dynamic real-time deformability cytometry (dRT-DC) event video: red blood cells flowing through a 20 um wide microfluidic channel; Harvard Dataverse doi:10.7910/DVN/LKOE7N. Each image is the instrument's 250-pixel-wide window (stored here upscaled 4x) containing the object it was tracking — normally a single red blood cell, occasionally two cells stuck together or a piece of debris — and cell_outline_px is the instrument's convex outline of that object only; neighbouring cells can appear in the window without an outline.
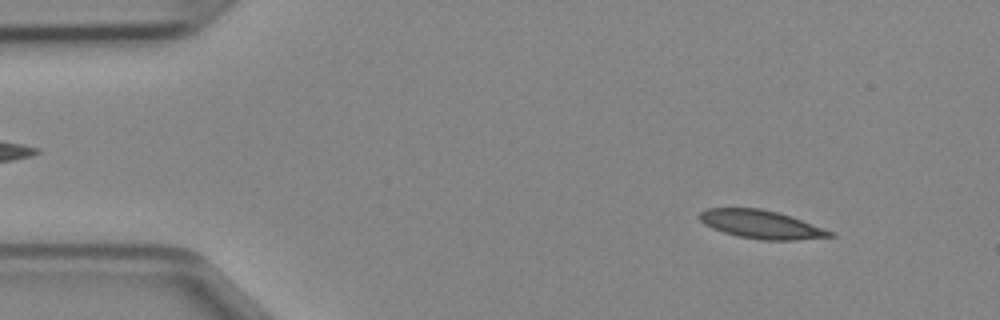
{"species": "Egyptian fruit bat (a non-hibernating species)", "species_latin": "Rousettus aegyptiacus", "temperature_condition": "cold", "stored_images_in_passage": 45, "camera_frame_rate_fps": 3000, "um_per_image_px": 0.085, "animal": {"sex": "female"}, "frame": {"image": 1, "passage_image": 4, "time_ms": 1.0, "image_size_px": [1000, 320], "cell_outline_px": [[836, 236], [796, 240], [760, 240], [740, 236], [724, 232], [712, 228], [704, 224], [700, 220], [700, 212], [708, 208], [760, 208], [776, 212], [836, 232]], "centroid_in_image_um": [64.72, 19.08], "position_along_channel_um": 20.3, "area_um2": 21.27}}
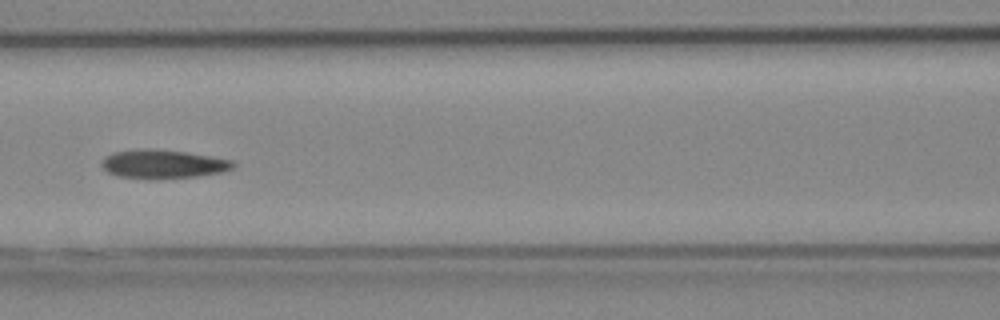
{"frame": {"image": 2, "passage_image": 19, "time_ms": 6.0, "image_size_px": [1000, 320], "cell_outline_px": [[236, 164], [232, 168], [220, 172], [196, 176], [148, 180], [116, 176], [108, 172], [100, 164], [100, 160], [104, 156], [112, 152], [140, 148], [152, 148], [184, 152], [232, 160]], "centroid_in_image_um": [13.75, 13.95], "position_along_channel_um": 152.8, "area_um2": 22.25}}
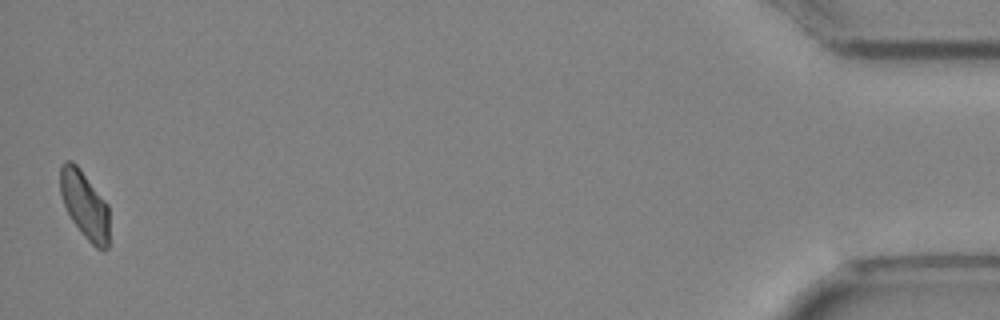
{"frame": {"image": 3, "passage_image": 45, "time_ms": 14.667, "image_size_px": [1000, 320], "cell_outline_px": [[108, 248], [96, 248], [84, 236], [72, 220], [64, 204], [60, 192], [60, 168], [64, 160], [72, 160], [80, 168], [108, 204]], "centroid_in_image_um": [7.18, 17.37], "position_along_channel_um": 428.0, "area_um2": 19.13}}